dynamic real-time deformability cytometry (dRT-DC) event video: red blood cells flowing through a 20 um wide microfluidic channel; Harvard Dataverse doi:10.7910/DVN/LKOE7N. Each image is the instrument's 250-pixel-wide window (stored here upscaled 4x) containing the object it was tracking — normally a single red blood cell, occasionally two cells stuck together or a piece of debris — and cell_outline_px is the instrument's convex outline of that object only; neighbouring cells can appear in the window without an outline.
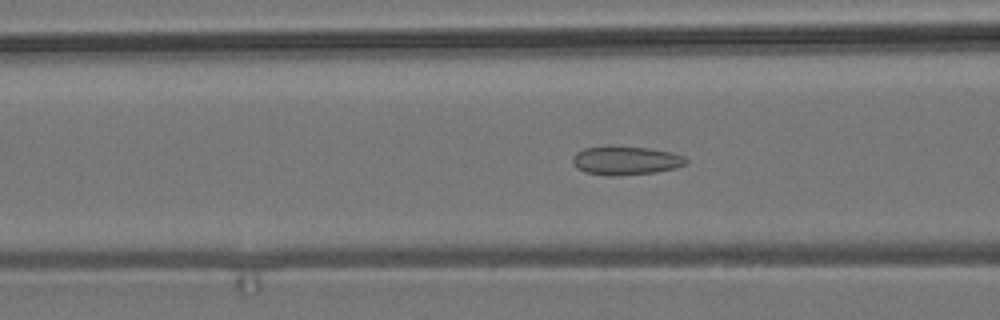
{"species": "common noctule bat (a hibernating species)", "species_latin": "Nyctalus noctula", "temperature_condition": "room temperature", "stored_images_in_passage": 47, "camera_frame_rate_fps": 3000, "um_per_image_px": 0.085, "animal": {"sex": "male", "body_mass_g": 19.2, "forearm_length_mm": 51.8}, "frame": {"image": 1, "passage_image": 21, "time_ms": 6.667, "image_size_px": [1000, 320], "cell_outline_px": [[688, 160], [684, 164], [676, 168], [656, 172], [612, 176], [608, 176], [584, 172], [576, 168], [572, 164], [572, 156], [576, 152], [584, 148], [608, 144], [612, 144], [648, 148], [672, 152], [684, 156]], "centroid_in_image_um": [53.12, 13.62], "position_along_channel_um": 113.5, "area_um2": 19.54}}
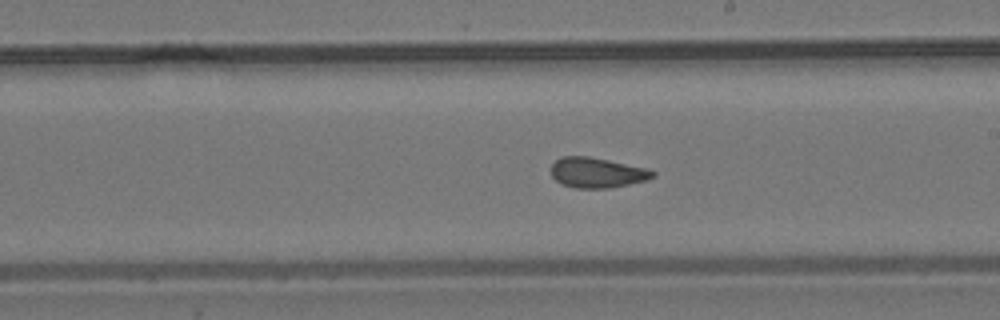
{"frame": {"image": 2, "passage_image": 31, "time_ms": 10.0, "image_size_px": [1000, 320], "cell_outline_px": [[656, 176], [644, 180], [628, 184], [608, 188], [576, 188], [564, 184], [556, 180], [552, 176], [552, 164], [560, 156], [588, 156], [608, 160], [644, 168], [656, 172]], "centroid_in_image_um": [50.72, 14.67], "position_along_channel_um": 238.3, "area_um2": 17.57}}
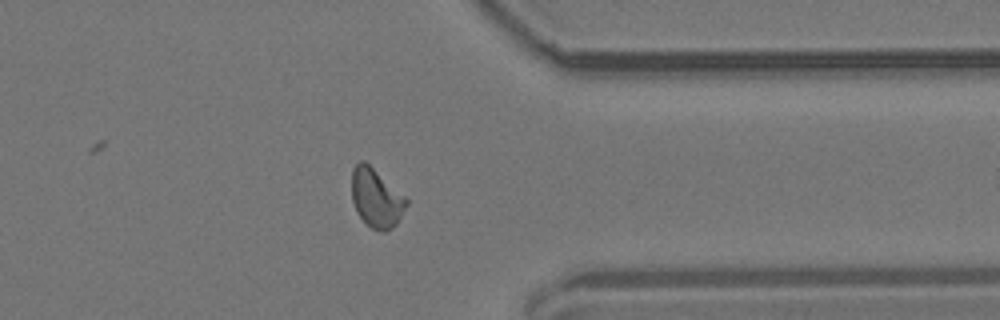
{"frame": {"image": 3, "passage_image": 43, "time_ms": 14.0, "image_size_px": [1000, 320], "cell_outline_px": [[408, 204], [396, 224], [392, 228], [384, 232], [380, 232], [372, 228], [356, 212], [352, 200], [352, 168], [360, 160], [364, 160], [404, 196], [408, 200]], "centroid_in_image_um": [31.96, 16.84], "position_along_channel_um": 379.4, "area_um2": 18.5}, "authors_computed_cell_mechanics": {"area_um2": 18.785, "velocity_mm_per_s": 3.7451, "shape_relaxation_time_tau1_ms": null, "shape_relaxation_time_tau2_ms": 1.5439, "deformation_change_tau1": null, "deformation_change_tau2": 0.081}}